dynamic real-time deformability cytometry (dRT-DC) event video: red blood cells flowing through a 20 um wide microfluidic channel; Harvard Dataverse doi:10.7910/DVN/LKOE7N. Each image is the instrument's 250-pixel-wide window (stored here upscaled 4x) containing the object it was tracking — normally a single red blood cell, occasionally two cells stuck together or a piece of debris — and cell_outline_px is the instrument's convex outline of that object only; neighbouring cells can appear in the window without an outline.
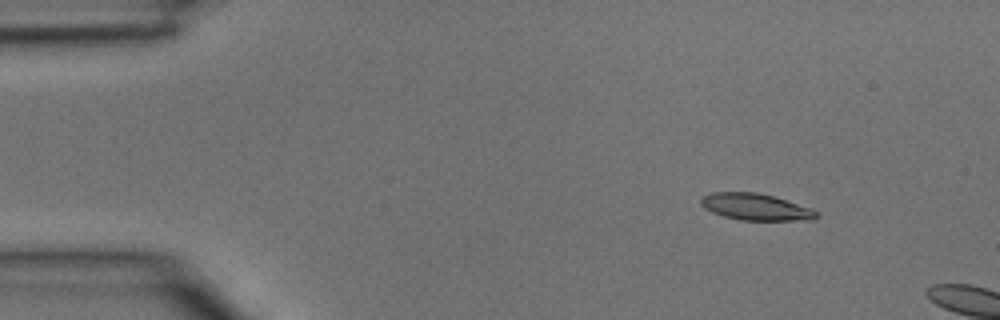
{"species": "common noctule bat (a hibernating species)", "species_latin": "Nyctalus noctula", "temperature_condition": "room temperature", "stored_images_in_passage": 3, "camera_frame_rate_fps": 3000, "um_per_image_px": 0.085, "animal": {"sex": "male", "body_mass_g": 15.6}, "frame": {"image": 1, "passage_image": 2, "time_ms": 0.333, "image_size_px": [1000, 320], "cell_outline_px": [[820, 216], [812, 220], [740, 220], [724, 216], [712, 212], [704, 208], [700, 204], [700, 200], [704, 196], [712, 192], [760, 192], [808, 208], [816, 212]], "centroid_in_image_um": [64.18, 17.59], "position_along_channel_um": 20.8, "area_um2": 17.69}}